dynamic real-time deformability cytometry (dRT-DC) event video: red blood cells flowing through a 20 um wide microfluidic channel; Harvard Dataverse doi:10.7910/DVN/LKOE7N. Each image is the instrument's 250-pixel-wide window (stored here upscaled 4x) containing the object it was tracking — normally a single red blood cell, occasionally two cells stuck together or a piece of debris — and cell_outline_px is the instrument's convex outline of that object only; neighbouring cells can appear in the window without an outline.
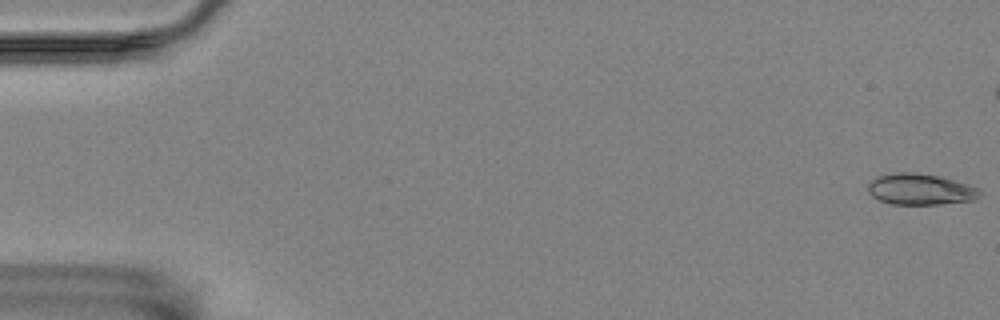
{"species": "Egyptian fruit bat (a non-hibernating species)", "species_latin": "Rousettus aegyptiacus", "temperature_condition": "room temperature", "stored_images_in_passage": 55, "camera_frame_rate_fps": 3000, "um_per_image_px": 0.085, "animal": {"sex": "female"}, "frame": {"image": 1, "passage_image": 1, "time_ms": 0.0, "image_size_px": [1000, 320], "cell_outline_px": [[980, 196], [972, 200], [940, 204], [892, 204], [880, 200], [872, 196], [868, 192], [868, 184], [876, 176], [896, 172], [916, 172], [936, 176], [952, 180], [976, 188], [980, 192]], "centroid_in_image_um": [78.16, 16.09], "position_along_channel_um": 6.8, "area_um2": 19.94}}
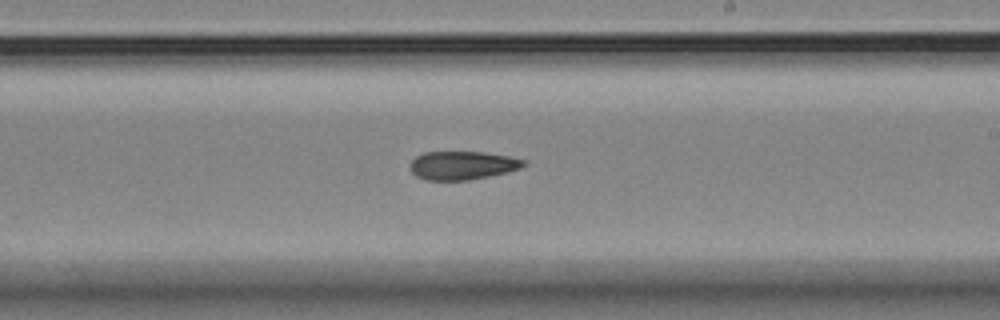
{"frame": {"image": 2, "passage_image": 34, "time_ms": 11.0, "image_size_px": [1000, 320], "cell_outline_px": [[528, 164], [520, 168], [488, 176], [468, 180], [428, 180], [416, 176], [408, 168], [408, 164], [416, 156], [424, 152], [484, 152], [508, 156], [524, 160]], "centroid_in_image_um": [39.25, 14.05], "position_along_channel_um": 249.7, "area_um2": 18.79}}
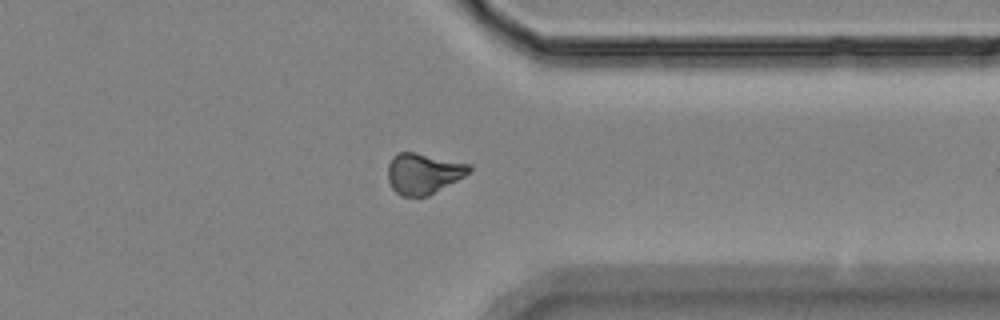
{"frame": {"image": 3, "passage_image": 45, "time_ms": 14.667, "image_size_px": [1000, 320], "cell_outline_px": [[472, 168], [464, 176], [428, 196], [400, 196], [392, 188], [388, 180], [388, 164], [392, 156], [400, 152], [412, 152], [472, 164]], "centroid_in_image_um": [35.97, 14.74], "position_along_channel_um": 375.4, "area_um2": 19.19}}